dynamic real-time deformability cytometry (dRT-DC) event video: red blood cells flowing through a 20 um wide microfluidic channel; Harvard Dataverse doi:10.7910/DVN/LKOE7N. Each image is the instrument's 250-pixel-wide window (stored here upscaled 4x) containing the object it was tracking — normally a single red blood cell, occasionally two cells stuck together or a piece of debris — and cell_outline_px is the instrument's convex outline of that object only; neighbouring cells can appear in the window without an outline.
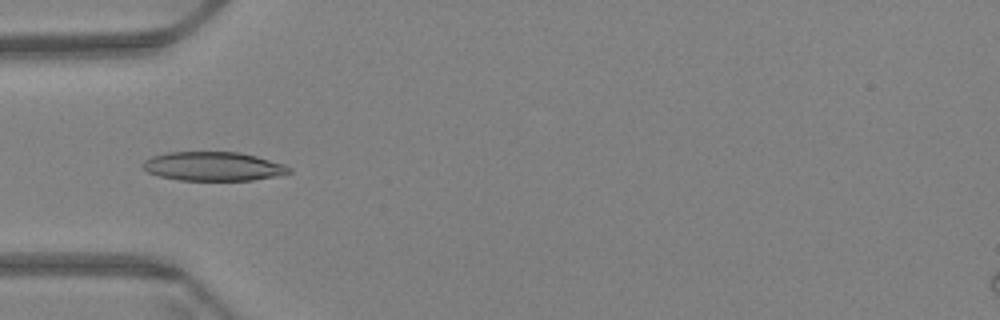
{"species": "Egyptian fruit bat (a non-hibernating species)", "species_latin": "Rousettus aegyptiacus", "temperature_condition": "warm", "stored_images_in_passage": 44, "camera_frame_rate_fps": 3000, "um_per_image_px": 0.085, "animal": {"sex": "female"}, "frame": {"image": 1, "passage_image": 3, "time_ms": 0.667, "image_size_px": [1000, 320], "cell_outline_px": [[292, 172], [280, 176], [252, 180], [180, 180], [160, 176], [148, 172], [140, 164], [144, 160], [152, 156], [168, 152], [240, 152], [256, 156], [284, 164], [292, 168]], "centroid_in_image_um": [18.15, 14.14], "position_along_channel_um": 66.8, "area_um2": 24.8}}
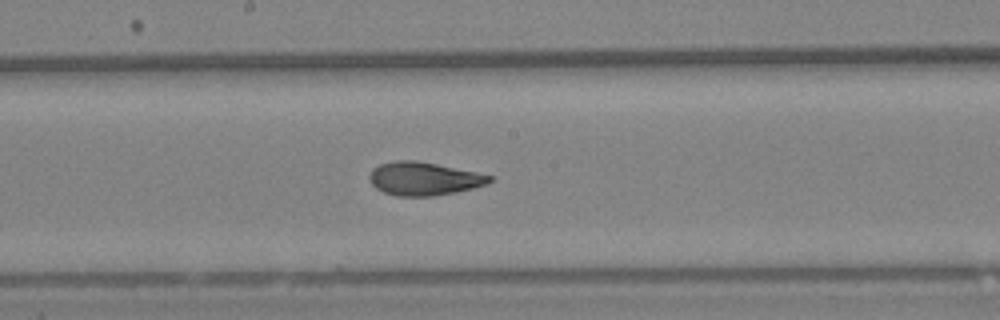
{"frame": {"image": 2, "passage_image": 16, "time_ms": 5.0, "image_size_px": [1000, 320], "cell_outline_px": [[492, 180], [488, 184], [456, 192], [432, 196], [396, 196], [384, 192], [376, 188], [368, 180], [368, 176], [372, 168], [380, 164], [396, 160], [416, 160], [476, 172], [492, 176]], "centroid_in_image_um": [35.99, 15.19], "position_along_channel_um": 212.2, "area_um2": 23.29}}
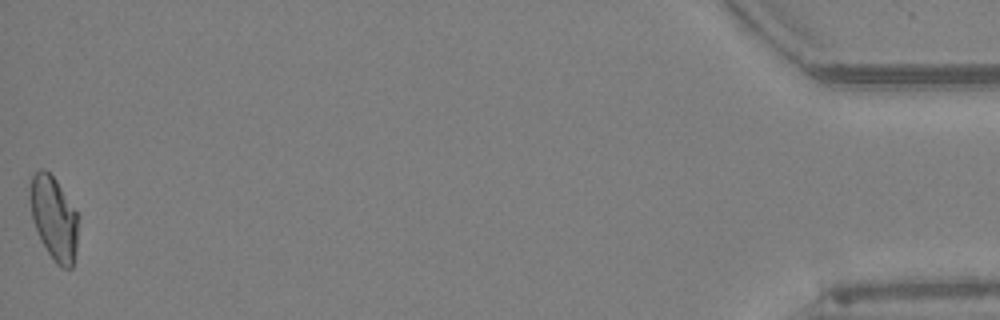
{"frame": {"image": 3, "passage_image": 44, "time_ms": 14.333, "image_size_px": [1000, 320], "cell_outline_px": [[80, 216], [76, 248], [72, 268], [64, 268], [56, 264], [40, 240], [32, 220], [28, 200], [28, 196], [32, 176], [40, 168], [44, 168], [56, 180]], "centroid_in_image_um": [4.58, 18.54], "position_along_channel_um": 430.6, "area_um2": 23.93}, "authors_computed_cell_mechanics": {"area_um2": 23.409, "velocity_mm_per_s": 3.3825, "shape_relaxation_time_tau1_ms": 7.7918, "shape_relaxation_time_tau2_ms": 1.6414, "deformation_change_tau1": 0.2014, "deformation_change_tau2": 0.0631}}